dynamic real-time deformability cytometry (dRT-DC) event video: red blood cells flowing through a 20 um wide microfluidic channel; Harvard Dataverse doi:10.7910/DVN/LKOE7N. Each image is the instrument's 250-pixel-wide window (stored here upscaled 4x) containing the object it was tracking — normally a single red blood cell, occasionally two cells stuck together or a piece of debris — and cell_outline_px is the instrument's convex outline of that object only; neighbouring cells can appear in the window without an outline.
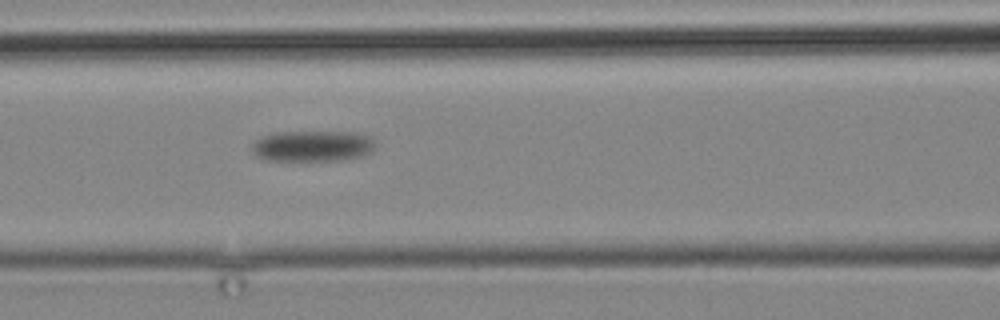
{"species": "common noctule bat (a hibernating species)", "species_latin": "Nyctalus noctula", "temperature_condition": "cold", "stored_images_in_passage": 5, "camera_frame_rate_fps": 3000, "um_per_image_px": 0.085, "animal": {"sex": "male", "body_mass_g": 19.2, "forearm_length_mm": 51.8}, "frame": {"image": 1, "passage_image": 5, "time_ms": 6.667, "image_size_px": [1000, 320], "cell_outline_px": [[376, 148], [372, 152], [360, 156], [340, 160], [264, 160], [256, 156], [252, 152], [252, 144], [260, 136], [276, 132], [356, 132], [372, 136], [376, 144]], "centroid_in_image_um": [26.59, 12.4], "position_along_channel_um": 140.0, "area_um2": 22.54}}